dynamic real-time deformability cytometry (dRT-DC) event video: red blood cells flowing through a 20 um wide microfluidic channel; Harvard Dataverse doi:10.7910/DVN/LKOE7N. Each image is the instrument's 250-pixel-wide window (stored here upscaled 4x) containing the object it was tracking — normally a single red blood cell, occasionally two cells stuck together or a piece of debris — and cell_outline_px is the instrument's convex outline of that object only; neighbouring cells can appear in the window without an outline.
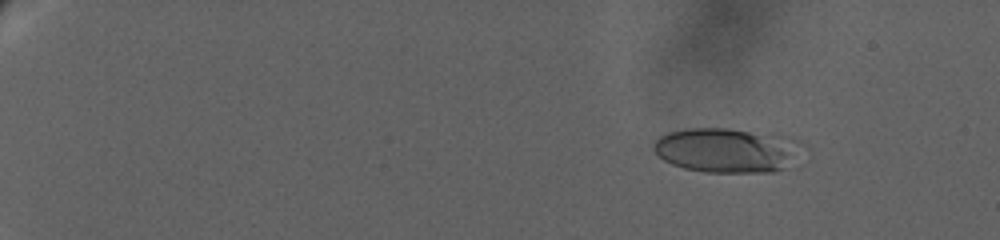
{"species": "human", "species_latin": "Homo sapiens", "temperature_condition": "warm", "stored_images_in_passage": 140, "camera_frame_rate_fps": 3000, "um_per_image_px": 0.085, "donor": {"sex": "female"}, "frame": {"image": 1, "passage_image": 4, "time_ms": 0.333, "image_size_px": [1000, 240], "cell_outline_px": [[808, 148], [780, 168], [772, 172], [704, 172], [684, 168], [672, 164], [664, 160], [652, 148], [652, 144], [660, 136], [668, 132], [684, 128], [728, 128], [780, 132], [796, 136], [804, 140], [808, 144]], "centroid_in_image_um": [61.93, 12.71], "position_along_channel_um": 23.1, "area_um2": 40.0}}
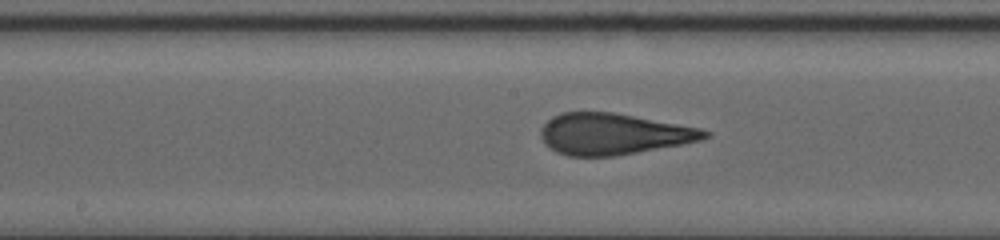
{"frame": {"image": 2, "passage_image": 77, "time_ms": 12.667, "image_size_px": [1000, 240], "cell_outline_px": [[712, 136], [700, 140], [680, 144], [616, 156], [568, 156], [556, 152], [544, 144], [540, 136], [540, 128], [552, 116], [560, 112], [612, 112], [700, 128], [712, 132]], "centroid_in_image_um": [52.1, 11.39], "position_along_channel_um": 196.1, "area_um2": 39.36}}
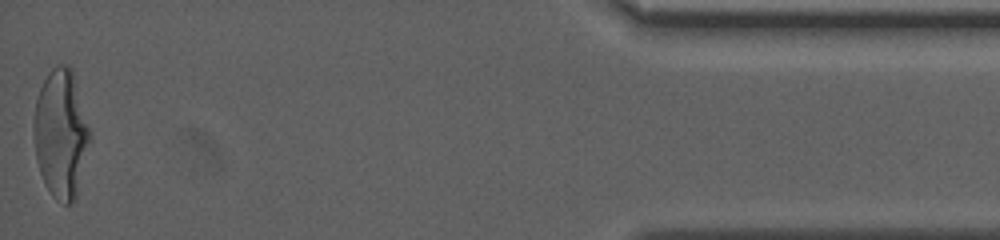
{"frame": {"image": 3, "passage_image": 139, "time_ms": 23.667, "image_size_px": [1000, 240], "cell_outline_px": [[92, 140], [76, 196], [72, 204], [64, 204], [56, 200], [52, 196], [44, 184], [36, 160], [32, 124], [36, 100], [40, 88], [48, 72], [56, 64], [68, 64], [72, 68], [92, 128]], "centroid_in_image_um": [5.21, 11.35], "position_along_channel_um": 430.0, "area_um2": 43.29}, "authors_computed_cell_mechanics": {"area_um2": 38.9572, "velocity_mm_per_s": 2.7114, "shape_relaxation_time_tau1_ms": 9.9591, "shape_relaxation_time_tau2_ms": null, "deformation_change_tau1": 0.2811, "deformation_change_tau2": null}}